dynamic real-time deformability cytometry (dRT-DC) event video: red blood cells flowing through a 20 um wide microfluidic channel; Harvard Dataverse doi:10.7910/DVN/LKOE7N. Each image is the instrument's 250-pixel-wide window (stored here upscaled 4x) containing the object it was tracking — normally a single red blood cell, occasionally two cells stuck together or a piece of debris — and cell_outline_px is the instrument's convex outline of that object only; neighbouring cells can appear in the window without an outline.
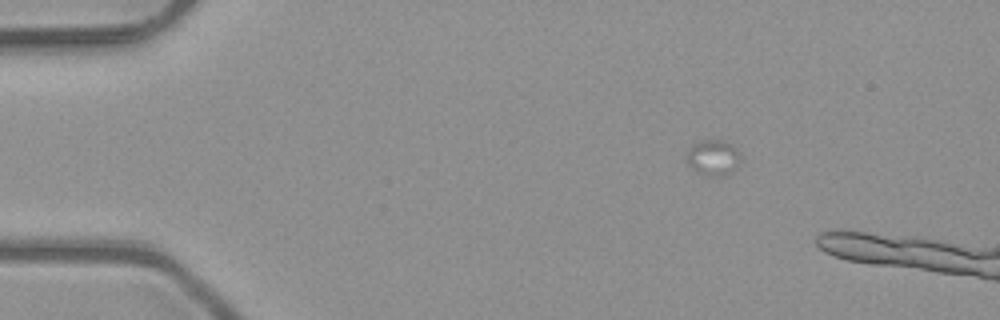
{"species": "common noctule bat (a hibernating species)", "species_latin": "Nyctalus noctula", "temperature_condition": "room temperature", "stored_images_in_passage": 4, "camera_frame_rate_fps": 3000, "um_per_image_px": 0.085, "animal": {"sex": "male", "body_mass_g": 23.1, "forearm_length_mm": 52.7}, "frame": {"image": 1, "passage_image": 1, "time_ms": 0.0, "image_size_px": [1000, 320], "cell_outline_px": [[740, 160], [732, 172], [724, 176], [716, 176], [700, 172], [692, 168], [688, 164], [688, 148], [692, 144], [704, 140], [724, 140], [732, 144], [740, 152]], "centroid_in_image_um": [60.66, 13.37], "position_along_channel_um": 24.3, "area_um2": 11.04}}